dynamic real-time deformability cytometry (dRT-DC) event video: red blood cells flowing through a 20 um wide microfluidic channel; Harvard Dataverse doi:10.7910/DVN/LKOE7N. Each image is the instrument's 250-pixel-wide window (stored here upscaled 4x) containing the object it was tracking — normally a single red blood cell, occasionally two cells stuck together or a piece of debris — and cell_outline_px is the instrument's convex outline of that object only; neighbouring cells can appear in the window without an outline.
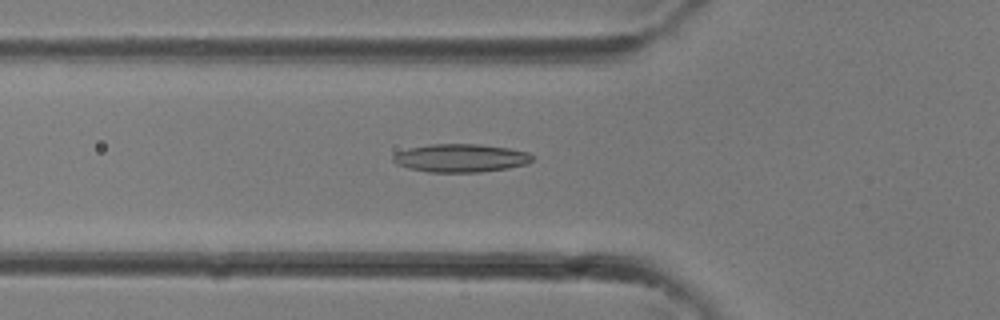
{"species": "common noctule bat (a hibernating species)", "species_latin": "Nyctalus noctula", "temperature_condition": "room temperature", "stored_images_in_passage": 33, "camera_frame_rate_fps": 3000, "um_per_image_px": 0.085, "animal": {"sex": "female"}, "frame": {"image": 1, "passage_image": 11, "time_ms": 3.333, "image_size_px": [1000, 320], "cell_outline_px": [[532, 160], [528, 164], [508, 168], [480, 172], [428, 172], [408, 168], [396, 164], [392, 160], [392, 156], [396, 152], [408, 148], [428, 144], [480, 144], [508, 148], [528, 152], [532, 156]], "centroid_in_image_um": [39.13, 13.43], "position_along_channel_um": 86.7, "area_um2": 23.0}}
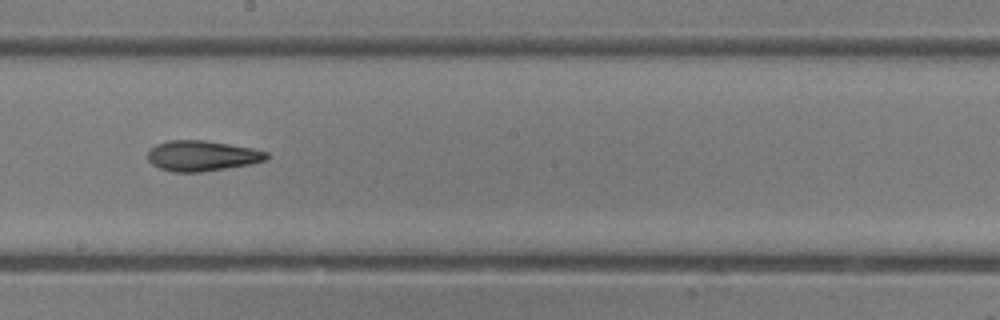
{"frame": {"image": 2, "passage_image": 18, "time_ms": 5.667, "image_size_px": [1000, 320], "cell_outline_px": [[268, 156], [264, 160], [252, 164], [200, 172], [176, 172], [160, 168], [152, 164], [148, 160], [148, 148], [156, 144], [168, 140], [208, 140], [252, 148], [268, 152]], "centroid_in_image_um": [17.15, 13.23], "position_along_channel_um": 231.1, "area_um2": 21.15}}
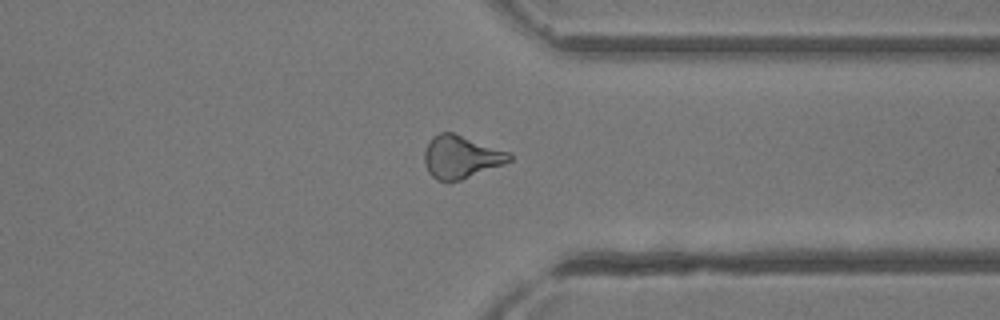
{"frame": {"image": 3, "passage_image": 25, "time_ms": 8.0, "image_size_px": [1000, 320], "cell_outline_px": [[512, 160], [504, 164], [460, 180], [448, 184], [436, 180], [428, 172], [424, 164], [424, 152], [432, 136], [440, 132], [452, 132], [512, 152]], "centroid_in_image_um": [39.18, 13.36], "position_along_channel_um": 372.2, "area_um2": 21.56}}